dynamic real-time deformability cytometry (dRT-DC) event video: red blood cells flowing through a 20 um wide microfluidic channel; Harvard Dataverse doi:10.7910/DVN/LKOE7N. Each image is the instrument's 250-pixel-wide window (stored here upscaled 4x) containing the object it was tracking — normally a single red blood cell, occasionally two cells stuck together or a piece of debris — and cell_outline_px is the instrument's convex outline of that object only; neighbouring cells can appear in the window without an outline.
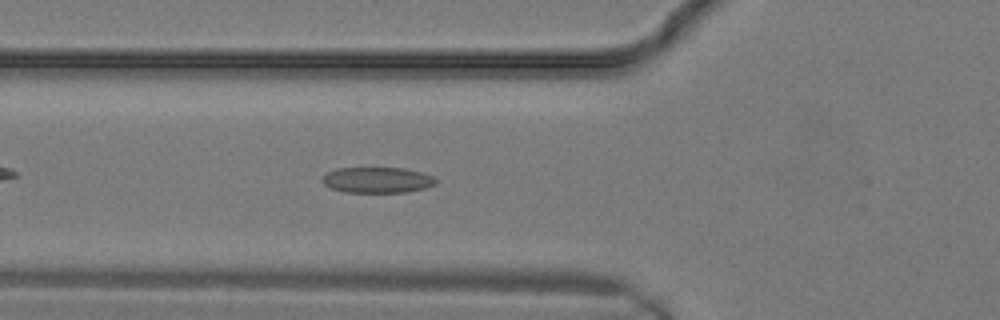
{"species": "common noctule bat (a hibernating species)", "species_latin": "Nyctalus noctula", "temperature_condition": "warm", "stored_images_in_passage": 18, "camera_frame_rate_fps": 3000, "um_per_image_px": 0.085, "animal": {"sex": "male", "body_mass_g": 19.2, "forearm_length_mm": 51.8}, "frame": {"image": 1, "passage_image": 10, "time_ms": 3.0, "image_size_px": [1000, 320], "cell_outline_px": [[436, 184], [424, 188], [404, 192], [344, 192], [328, 188], [320, 180], [328, 172], [336, 168], [404, 168], [420, 172], [432, 176], [436, 180]], "centroid_in_image_um": [32.02, 15.3], "position_along_channel_um": 93.8, "area_um2": 16.99}}
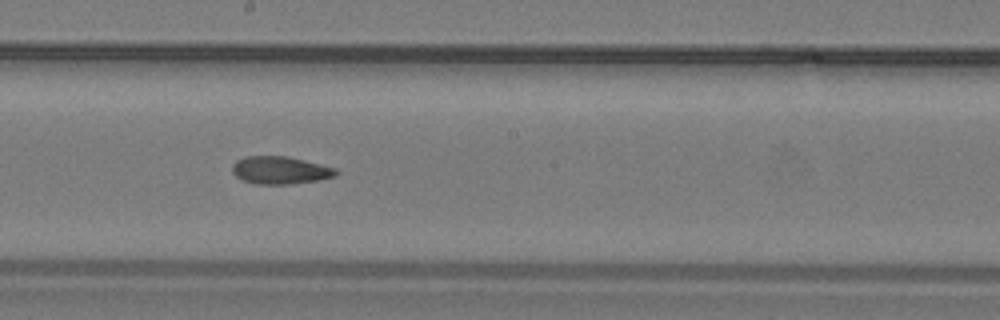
{"frame": {"image": 2, "passage_image": 15, "time_ms": 4.667, "image_size_px": [1000, 320], "cell_outline_px": [[340, 172], [336, 176], [316, 180], [292, 184], [256, 184], [240, 180], [232, 172], [232, 164], [236, 160], [244, 156], [288, 156], [336, 168]], "centroid_in_image_um": [23.79, 14.47], "position_along_channel_um": 224.4, "area_um2": 16.88}}
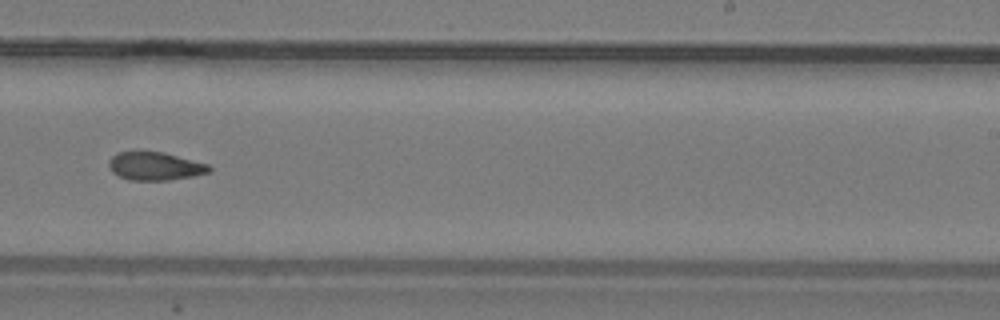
{"frame": {"image": 3, "passage_image": 17, "time_ms": 5.333, "image_size_px": [1000, 320], "cell_outline_px": [[212, 172], [196, 176], [168, 180], [128, 180], [112, 172], [108, 164], [108, 160], [116, 152], [136, 148], [164, 152], [208, 164], [212, 168]], "centroid_in_image_um": [13.15, 14.08], "position_along_channel_um": 275.9, "area_um2": 17.28}}